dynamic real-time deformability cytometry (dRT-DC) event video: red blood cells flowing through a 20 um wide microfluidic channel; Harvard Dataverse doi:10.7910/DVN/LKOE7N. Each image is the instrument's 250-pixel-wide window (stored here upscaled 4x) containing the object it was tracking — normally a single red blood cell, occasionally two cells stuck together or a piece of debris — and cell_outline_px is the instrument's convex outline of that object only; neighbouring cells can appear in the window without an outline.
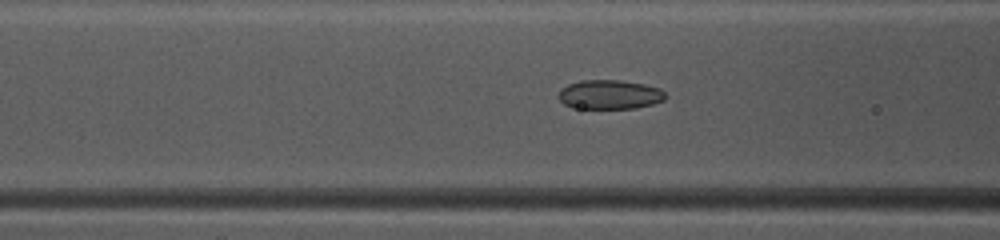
{"species": "common noctule bat (a hibernating species)", "species_latin": "Nyctalus noctula", "temperature_condition": "warm", "stored_images_in_passage": 35, "camera_frame_rate_fps": 3000, "um_per_image_px": 0.085, "animal": {"sex": "female", "body_mass_g": 10.0, "forearm_length_mm": 53.1}, "frame": {"image": 1, "passage_image": 6, "time_ms": 1.667, "image_size_px": [1000, 240], "cell_outline_px": [[668, 96], [664, 100], [652, 104], [636, 108], [572, 108], [564, 104], [560, 100], [560, 88], [568, 84], [584, 80], [620, 80], [644, 84], [660, 88]], "centroid_in_image_um": [51.84, 8.03], "position_along_channel_um": 114.8, "area_um2": 18.21}}
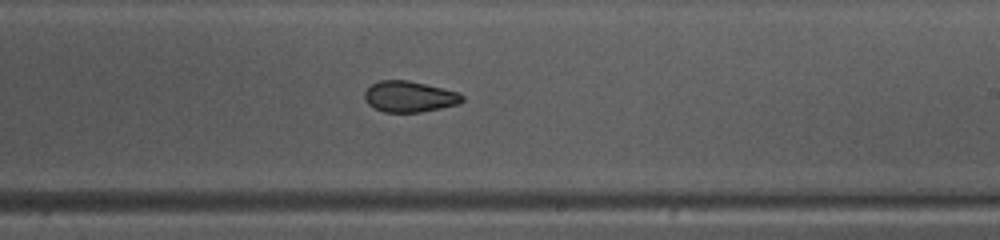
{"frame": {"image": 2, "passage_image": 16, "time_ms": 5.0, "image_size_px": [1000, 240], "cell_outline_px": [[464, 100], [460, 104], [420, 112], [384, 112], [368, 104], [364, 100], [364, 92], [372, 84], [380, 80], [408, 80], [460, 92], [464, 96]], "centroid_in_image_um": [34.82, 8.21], "position_along_channel_um": 254.2, "area_um2": 17.69}}
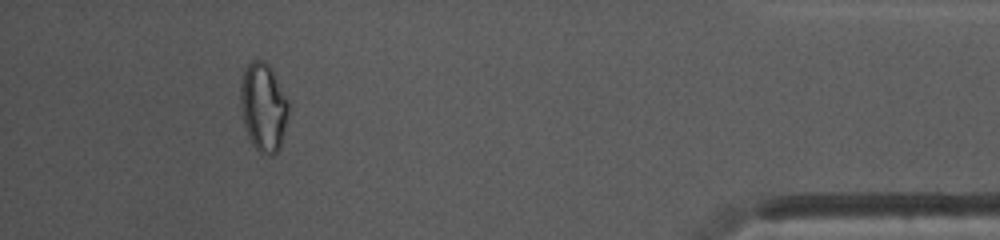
{"frame": {"image": 3, "passage_image": 31, "time_ms": 10.0, "image_size_px": [1000, 240], "cell_outline_px": [[288, 116], [280, 148], [272, 156], [260, 152], [252, 144], [248, 136], [244, 124], [240, 108], [240, 80], [244, 68], [256, 56], [264, 60], [272, 68], [288, 100]], "centroid_in_image_um": [22.37, 9.05], "position_along_channel_um": 412.8, "area_um2": 25.2}, "authors_computed_cell_mechanics": {"area_um2": 18.5538, "velocity_mm_per_s": 4.1772, "shape_relaxation_time_tau1_ms": 5.5778, "shape_relaxation_time_tau2_ms": 1.992, "deformation_change_tau1": 0.1088, "deformation_change_tau2": 0.0578}}